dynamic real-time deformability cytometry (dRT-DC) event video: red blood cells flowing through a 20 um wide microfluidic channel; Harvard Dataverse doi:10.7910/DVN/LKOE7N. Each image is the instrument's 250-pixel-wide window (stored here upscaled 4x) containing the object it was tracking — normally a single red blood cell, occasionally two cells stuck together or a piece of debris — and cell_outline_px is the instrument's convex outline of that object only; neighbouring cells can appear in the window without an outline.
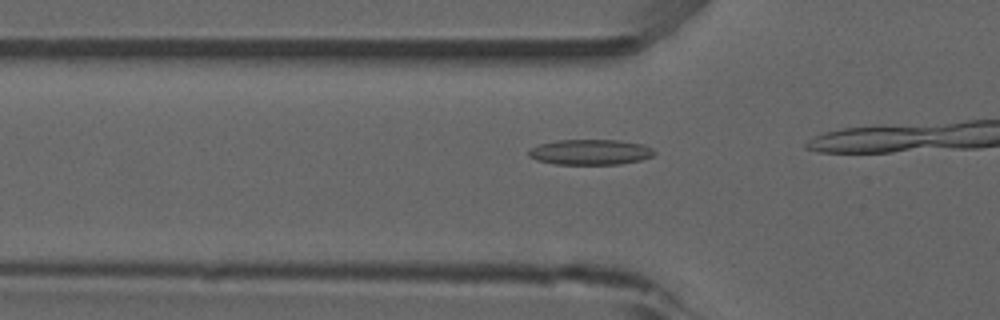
{"species": "common noctule bat (a hibernating species)", "species_latin": "Nyctalus noctula", "temperature_condition": "room temperature", "stored_images_in_passage": 14, "camera_frame_rate_fps": 3000, "um_per_image_px": 0.085, "animal": {"sex": "male", "forearm_length_mm": 52.5}, "frame": {"image": 1, "passage_image": 10, "time_ms": 3.0, "image_size_px": [1000, 320], "cell_outline_px": [[656, 152], [652, 156], [640, 160], [620, 164], [556, 164], [536, 160], [528, 156], [528, 148], [540, 144], [556, 140], [616, 140], [644, 144], [652, 148]], "centroid_in_image_um": [50.15, 12.92], "position_along_channel_um": 75.6, "area_um2": 18.67}}